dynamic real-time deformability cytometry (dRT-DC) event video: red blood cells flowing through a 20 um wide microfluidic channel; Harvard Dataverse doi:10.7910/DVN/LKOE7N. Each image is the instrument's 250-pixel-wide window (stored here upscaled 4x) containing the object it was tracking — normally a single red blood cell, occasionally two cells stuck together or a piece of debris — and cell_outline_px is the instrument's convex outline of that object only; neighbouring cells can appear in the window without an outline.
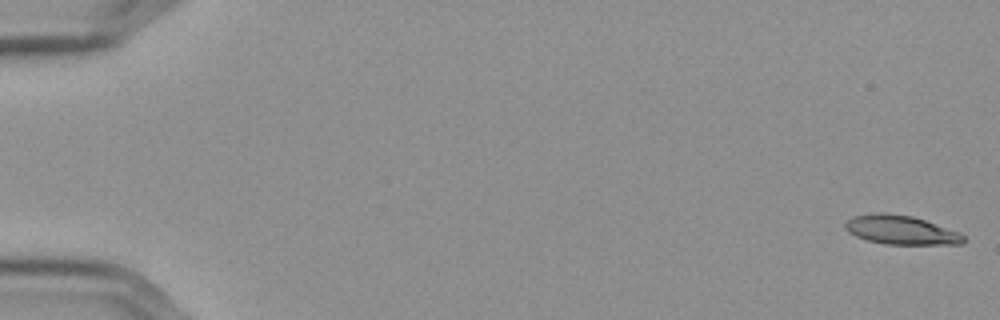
{"species": "Egyptian fruit bat (a non-hibernating species)", "species_latin": "Rousettus aegyptiacus", "temperature_condition": "cold", "stored_images_in_passage": 57, "camera_frame_rate_fps": 3000, "um_per_image_px": 0.085, "frame": {"image": 1, "passage_image": 1, "time_ms": 0.0, "image_size_px": [1000, 320], "cell_outline_px": [[964, 244], [884, 244], [868, 240], [856, 236], [848, 232], [844, 228], [844, 224], [852, 216], [876, 212], [884, 212], [912, 216], [960, 232], [964, 236]], "centroid_in_image_um": [76.55, 19.54], "position_along_channel_um": 8.4, "area_um2": 20.0}}
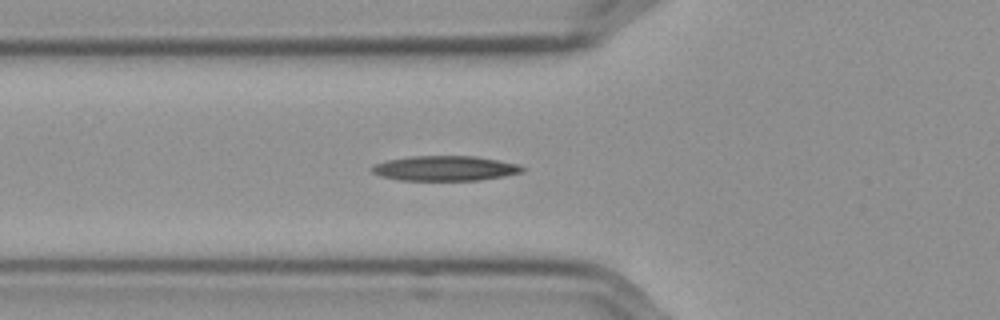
{"frame": {"image": 2, "passage_image": 21, "time_ms": 6.667, "image_size_px": [1000, 320], "cell_outline_px": [[524, 172], [504, 176], [480, 180], [400, 180], [380, 176], [372, 172], [368, 168], [376, 164], [388, 160], [412, 156], [476, 156], [516, 164], [524, 168]], "centroid_in_image_um": [37.8, 14.31], "position_along_channel_um": 88.0, "area_um2": 21.73}}
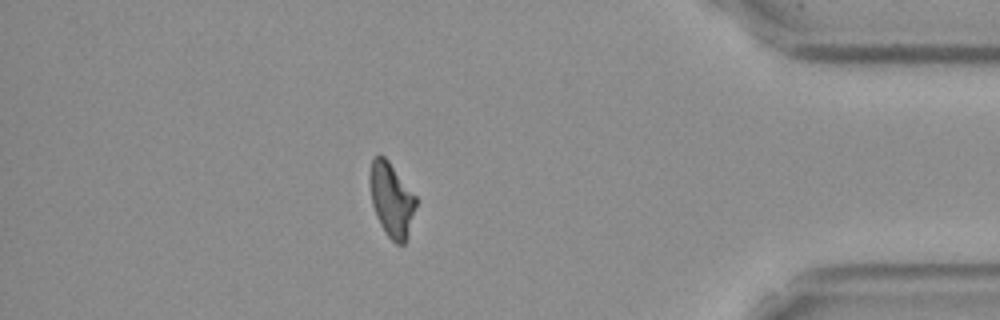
{"frame": {"image": 3, "passage_image": 50, "time_ms": 16.333, "image_size_px": [1000, 320], "cell_outline_px": [[416, 204], [404, 244], [396, 244], [384, 232], [376, 216], [372, 204], [368, 180], [368, 176], [372, 156], [384, 156], [388, 160], [416, 196]], "centroid_in_image_um": [33.23, 16.93], "position_along_channel_um": 402.0, "area_um2": 19.83}, "authors_computed_cell_mechanics": {"area_um2": 20.5768, "velocity_mm_per_s": 3.596, "shape_relaxation_time_tau1_ms": 6.2802, "shape_relaxation_time_tau2_ms": null, "deformation_change_tau1": 0.1716, "deformation_change_tau2": null}}